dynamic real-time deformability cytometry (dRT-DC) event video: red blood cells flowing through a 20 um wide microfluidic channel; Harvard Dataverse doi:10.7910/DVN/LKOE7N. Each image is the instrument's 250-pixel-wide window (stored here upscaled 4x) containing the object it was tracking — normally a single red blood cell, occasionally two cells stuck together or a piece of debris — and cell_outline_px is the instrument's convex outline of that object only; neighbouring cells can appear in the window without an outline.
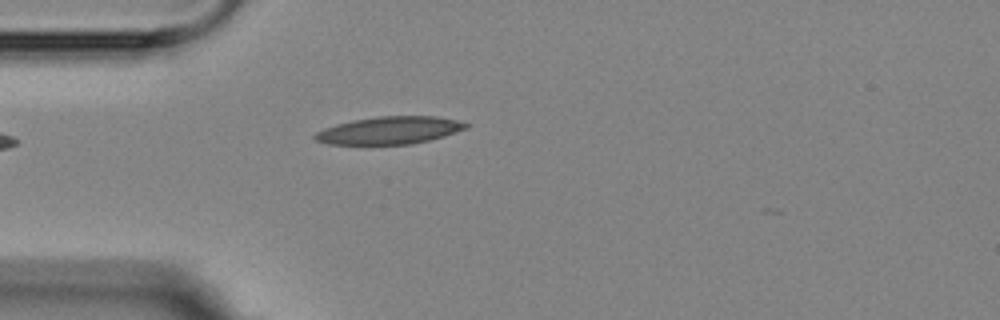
{"species": "Egyptian fruit bat (a non-hibernating species)", "species_latin": "Rousettus aegyptiacus", "temperature_condition": "room temperature", "stored_images_in_passage": 4, "camera_frame_rate_fps": 3000, "um_per_image_px": 0.085, "animal": {"sex": "female"}, "frame": {"image": 1, "passage_image": 4, "time_ms": 4.0, "image_size_px": [1000, 320], "cell_outline_px": [[472, 124], [468, 128], [444, 136], [412, 144], [328, 144], [316, 140], [312, 136], [316, 132], [324, 128], [336, 124], [352, 120], [376, 116], [436, 116], [456, 120]], "centroid_in_image_um": [33.12, 11.07], "position_along_channel_um": 51.9, "area_um2": 24.28}}